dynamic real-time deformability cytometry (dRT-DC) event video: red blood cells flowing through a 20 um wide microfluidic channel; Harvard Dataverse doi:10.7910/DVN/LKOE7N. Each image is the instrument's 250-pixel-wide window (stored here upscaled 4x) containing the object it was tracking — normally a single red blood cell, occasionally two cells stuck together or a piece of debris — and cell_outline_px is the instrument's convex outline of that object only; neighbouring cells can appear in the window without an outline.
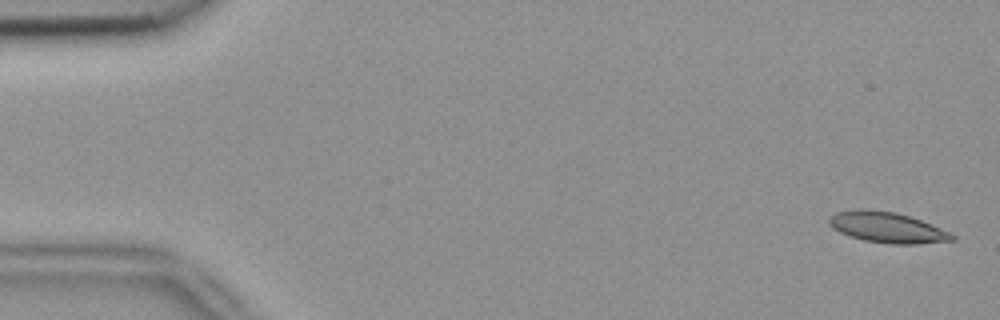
{"species": "common noctule bat (a hibernating species)", "species_latin": "Nyctalus noctula", "temperature_condition": "room temperature", "stored_images_in_passage": 4, "camera_frame_rate_fps": 3000, "um_per_image_px": 0.085, "animal": {"sex": "female", "body_mass_g": 18.4}, "frame": {"image": 1, "passage_image": 1, "time_ms": 0.0, "image_size_px": [1000, 320], "cell_outline_px": [[956, 240], [916, 244], [888, 244], [864, 240], [840, 232], [832, 228], [828, 224], [828, 216], [836, 212], [856, 208], [896, 212], [920, 220], [940, 228], [956, 236]], "centroid_in_image_um": [75.37, 19.33], "position_along_channel_um": 9.6, "area_um2": 21.96}}
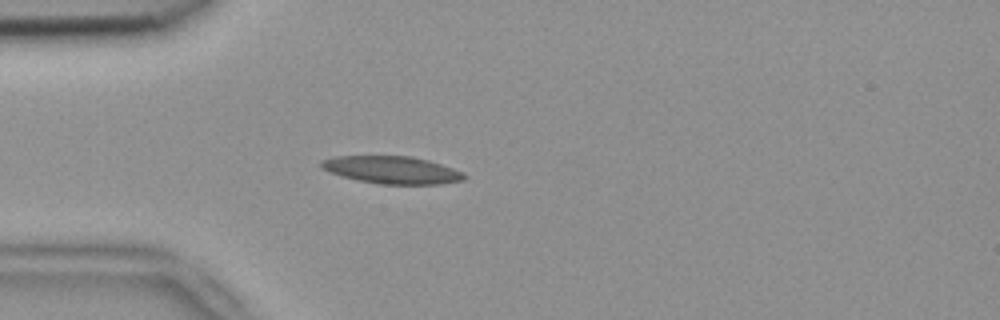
{"frame": {"image": 2, "passage_image": 4, "time_ms": 1.0, "image_size_px": [1000, 320], "cell_outline_px": [[468, 176], [464, 180], [440, 184], [380, 184], [360, 180], [344, 176], [332, 172], [324, 168], [320, 164], [320, 160], [336, 156], [412, 156], [428, 160], [464, 172]], "centroid_in_image_um": [33.38, 14.44], "position_along_channel_um": 51.6, "area_um2": 22.66}}